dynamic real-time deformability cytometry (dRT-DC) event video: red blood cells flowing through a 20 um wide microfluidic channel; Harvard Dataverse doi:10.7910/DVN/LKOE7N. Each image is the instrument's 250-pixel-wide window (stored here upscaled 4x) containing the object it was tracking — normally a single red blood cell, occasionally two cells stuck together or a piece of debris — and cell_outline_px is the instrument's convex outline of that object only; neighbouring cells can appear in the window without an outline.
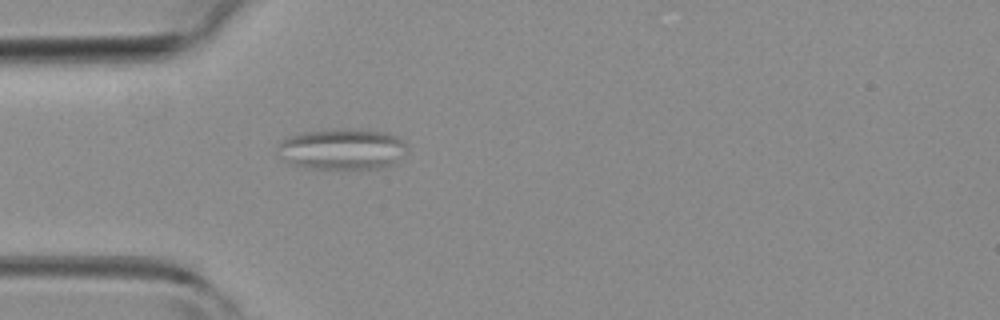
{"species": "common noctule bat (a hibernating species)", "species_latin": "Nyctalus noctula", "temperature_condition": "room temperature", "stored_images_in_passage": 19, "camera_frame_rate_fps": 3000, "um_per_image_px": 0.085, "animal": {"sex": "female", "body_mass_g": 19.3, "forearm_length_mm": 54.1}, "frame": {"image": 1, "passage_image": 1, "time_ms": 0.0, "image_size_px": [1000, 320], "cell_outline_px": [[408, 148], [392, 164], [384, 168], [304, 168], [292, 164], [284, 160], [280, 156], [280, 144], [288, 136], [304, 132], [344, 128], [368, 128], [388, 132], [396, 136]], "centroid_in_image_um": [29.11, 12.65], "position_along_channel_um": 55.9, "area_um2": 30.87}}
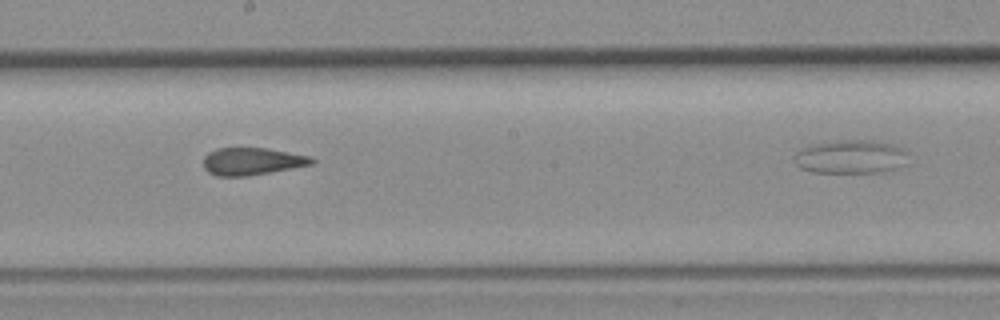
{"frame": {"image": 2, "passage_image": 11, "time_ms": 3.333, "image_size_px": [1000, 320], "cell_outline_px": [[316, 160], [312, 164], [248, 176], [216, 176], [208, 172], [204, 168], [204, 156], [208, 152], [216, 148], [264, 148], [312, 156]], "centroid_in_image_um": [21.4, 13.71], "position_along_channel_um": 226.8, "area_um2": 17.22}}
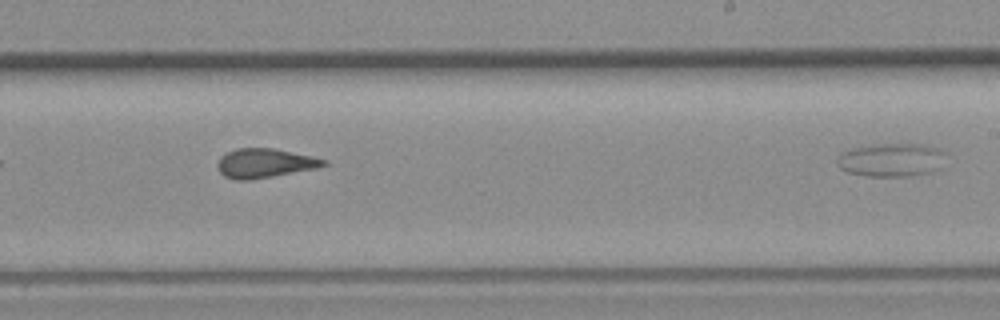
{"frame": {"image": 3, "passage_image": 14, "time_ms": 4.333, "image_size_px": [1000, 320], "cell_outline_px": [[328, 164], [320, 168], [248, 180], [236, 180], [224, 176], [220, 172], [216, 164], [220, 156], [236, 148], [272, 148], [312, 156], [328, 160]], "centroid_in_image_um": [22.52, 13.87], "position_along_channel_um": 266.5, "area_um2": 18.15}}